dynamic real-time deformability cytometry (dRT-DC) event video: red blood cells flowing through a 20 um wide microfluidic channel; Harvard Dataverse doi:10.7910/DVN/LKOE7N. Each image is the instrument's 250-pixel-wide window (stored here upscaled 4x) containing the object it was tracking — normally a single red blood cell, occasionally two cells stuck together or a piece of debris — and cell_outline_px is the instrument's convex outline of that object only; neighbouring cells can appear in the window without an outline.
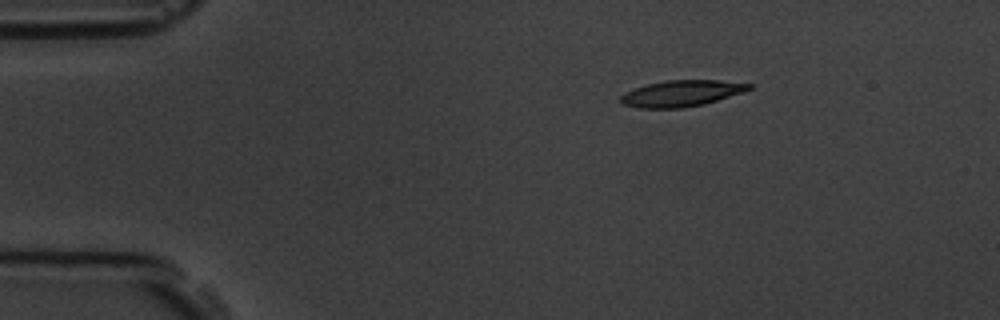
{"species": "common noctule bat (a hibernating species)", "species_latin": "Nyctalus noctula", "temperature_condition": "room temperature", "stored_images_in_passage": 3, "camera_frame_rate_fps": 3000, "um_per_image_px": 0.085, "animal": {"sex": "male", "body_mass_g": 19.5, "forearm_length_mm": 54.6}, "frame": {"image": 1, "passage_image": 1, "time_ms": 0.0, "image_size_px": [1000, 320], "cell_outline_px": [[752, 88], [744, 92], [704, 104], [684, 108], [640, 108], [624, 104], [620, 100], [620, 96], [624, 92], [648, 84], [668, 80], [720, 80], [752, 84]], "centroid_in_image_um": [57.95, 7.94], "position_along_channel_um": 27.1, "area_um2": 19.54}}